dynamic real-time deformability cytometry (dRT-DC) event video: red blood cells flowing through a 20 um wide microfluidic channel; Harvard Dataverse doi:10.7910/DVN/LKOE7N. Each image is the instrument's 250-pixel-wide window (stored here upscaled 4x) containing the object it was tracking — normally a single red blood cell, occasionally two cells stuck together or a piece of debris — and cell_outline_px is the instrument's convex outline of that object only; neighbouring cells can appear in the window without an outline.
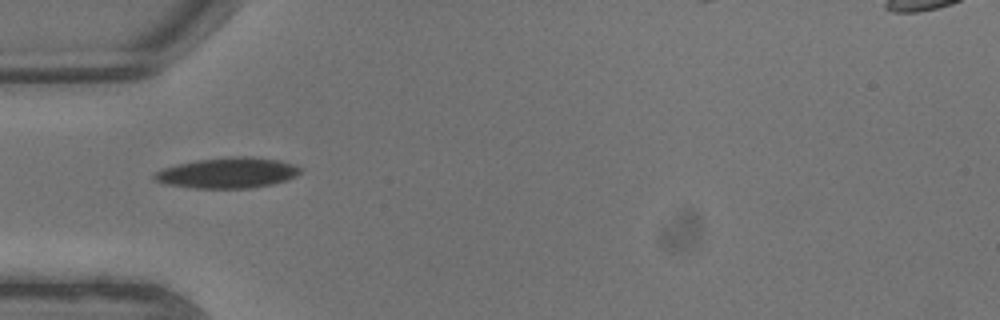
{"species": "common noctule bat (a hibernating species)", "species_latin": "Nyctalus noctula", "temperature_condition": "warm", "stored_images_in_passage": 2, "camera_frame_rate_fps": 3000, "um_per_image_px": 0.085, "animal": {"sex": "male", "body_mass_g": 13.3}, "frame": {"image": 1, "passage_image": 1, "time_ms": 0.0, "image_size_px": [1000, 320], "cell_outline_px": [[300, 172], [296, 176], [288, 180], [272, 184], [252, 188], [192, 188], [164, 184], [152, 180], [152, 176], [156, 172], [164, 168], [196, 160], [240, 156], [248, 156], [280, 160], [292, 164], [300, 168]], "centroid_in_image_um": [19.34, 14.7], "position_along_channel_um": 65.7, "area_um2": 25.95}}
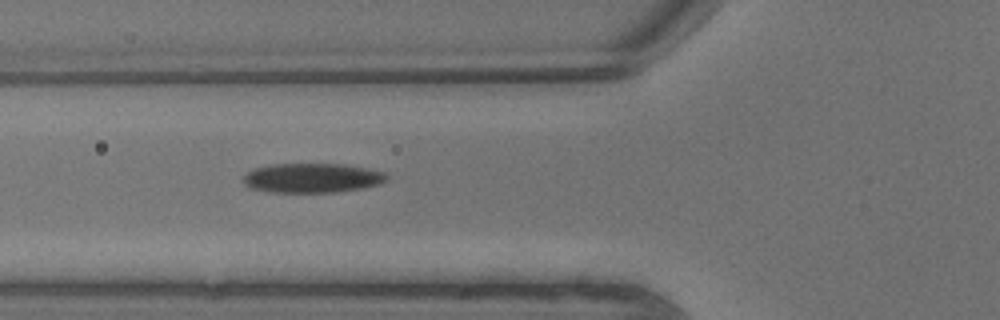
{"frame": {"image": 2, "passage_image": 2, "time_ms": 0.333, "image_size_px": [1000, 320], "cell_outline_px": [[388, 180], [380, 184], [364, 188], [336, 192], [268, 192], [248, 188], [244, 184], [244, 176], [248, 172], [256, 168], [268, 164], [348, 164], [368, 168], [384, 172], [388, 176]], "centroid_in_image_um": [26.56, 15.13], "position_along_channel_um": 99.2, "area_um2": 24.91}}